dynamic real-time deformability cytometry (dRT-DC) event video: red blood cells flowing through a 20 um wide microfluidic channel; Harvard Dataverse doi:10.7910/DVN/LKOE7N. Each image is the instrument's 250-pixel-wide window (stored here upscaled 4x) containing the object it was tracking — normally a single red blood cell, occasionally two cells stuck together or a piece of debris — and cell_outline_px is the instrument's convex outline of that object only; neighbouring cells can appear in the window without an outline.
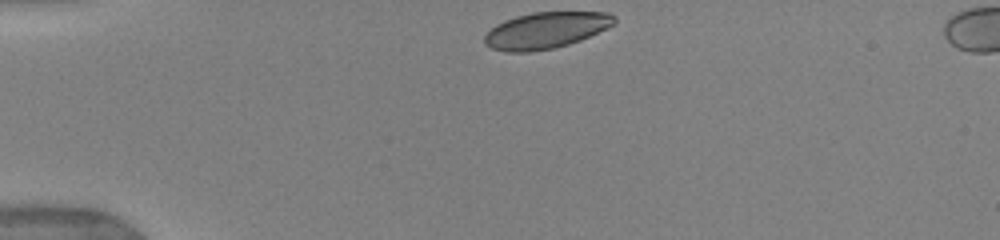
{"species": "human", "species_latin": "Homo sapiens", "temperature_condition": "warm", "stored_images_in_passage": 13, "camera_frame_rate_fps": 3000, "um_per_image_px": 0.085, "donor": {"sex": "female"}, "frame": {"image": 1, "passage_image": 1, "time_ms": 0.0, "image_size_px": [1000, 240], "cell_outline_px": [[616, 20], [612, 24], [580, 40], [568, 44], [552, 48], [528, 52], [508, 52], [492, 48], [484, 40], [484, 36], [496, 24], [504, 20], [516, 16], [532, 12], [608, 12], [616, 16]], "centroid_in_image_um": [46.37, 2.56], "position_along_channel_um": 38.6, "area_um2": 27.05}}